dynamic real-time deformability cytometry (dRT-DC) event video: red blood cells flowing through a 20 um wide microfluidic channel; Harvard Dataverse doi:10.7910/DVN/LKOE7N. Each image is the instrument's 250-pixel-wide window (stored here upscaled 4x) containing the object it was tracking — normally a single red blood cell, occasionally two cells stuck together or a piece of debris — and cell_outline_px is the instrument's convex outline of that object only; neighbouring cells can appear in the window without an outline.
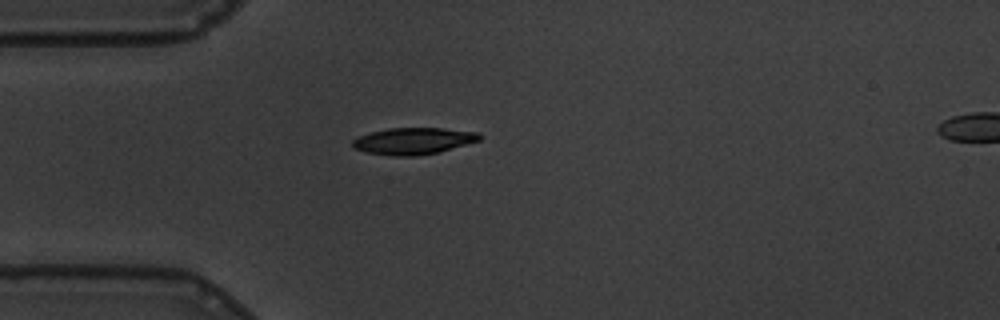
{"species": "common noctule bat (a hibernating species)", "species_latin": "Nyctalus noctula", "temperature_condition": "warm", "stored_images_in_passage": 43, "camera_frame_rate_fps": 3000, "um_per_image_px": 0.085, "animal": {"sex": "male", "body_mass_g": 19.5, "forearm_length_mm": 54.6}, "frame": {"image": 1, "passage_image": 1, "time_ms": 0.0, "image_size_px": [1000, 320], "cell_outline_px": [[484, 136], [480, 140], [436, 152], [416, 156], [396, 156], [368, 152], [352, 148], [352, 140], [360, 136], [372, 132], [388, 128], [440, 128], [480, 132]], "centroid_in_image_um": [35.15, 11.97], "position_along_channel_um": 49.8, "area_um2": 19.54}}
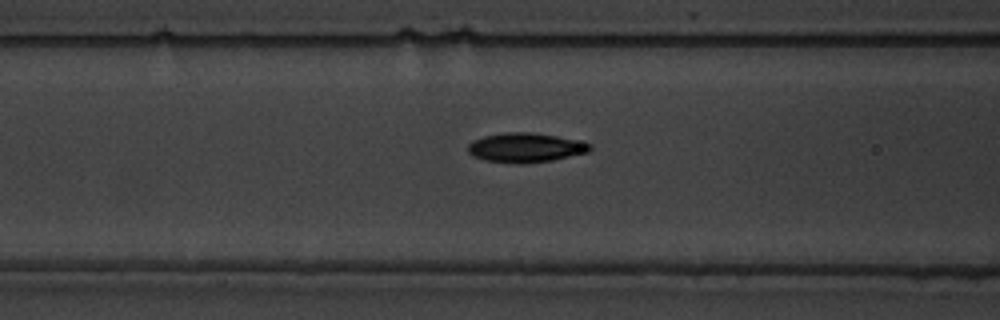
{"frame": {"image": 2, "passage_image": 8, "time_ms": 2.333, "image_size_px": [1000, 320], "cell_outline_px": [[592, 148], [588, 152], [552, 160], [524, 164], [520, 164], [484, 160], [472, 156], [468, 152], [468, 144], [472, 140], [484, 136], [504, 132], [532, 132], [556, 136], [592, 144]], "centroid_in_image_um": [44.63, 12.55], "position_along_channel_um": 122.0, "area_um2": 20.92}}
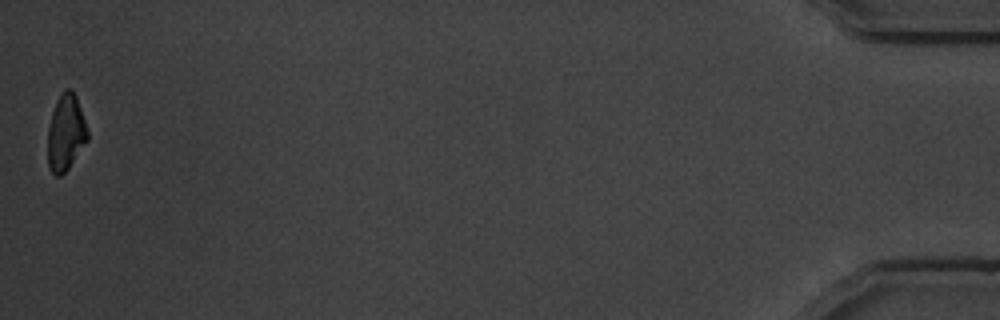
{"frame": {"image": 3, "passage_image": 43, "time_ms": 14.0, "image_size_px": [1000, 320], "cell_outline_px": [[88, 140], [68, 168], [60, 176], [56, 176], [48, 168], [48, 128], [52, 112], [56, 100], [60, 92], [64, 88], [72, 88], [76, 96], [88, 132]], "centroid_in_image_um": [5.58, 11.25], "position_along_channel_um": 429.6, "area_um2": 17.69}, "authors_computed_cell_mechanics": {"area_um2": 19.363, "velocity_mm_per_s": 3.4803, "shape_relaxation_time_tau1_ms": 2.9563, "shape_relaxation_time_tau2_ms": 1.9657, "deformation_change_tau1": 0.1598, "deformation_change_tau2": 0.0754}}